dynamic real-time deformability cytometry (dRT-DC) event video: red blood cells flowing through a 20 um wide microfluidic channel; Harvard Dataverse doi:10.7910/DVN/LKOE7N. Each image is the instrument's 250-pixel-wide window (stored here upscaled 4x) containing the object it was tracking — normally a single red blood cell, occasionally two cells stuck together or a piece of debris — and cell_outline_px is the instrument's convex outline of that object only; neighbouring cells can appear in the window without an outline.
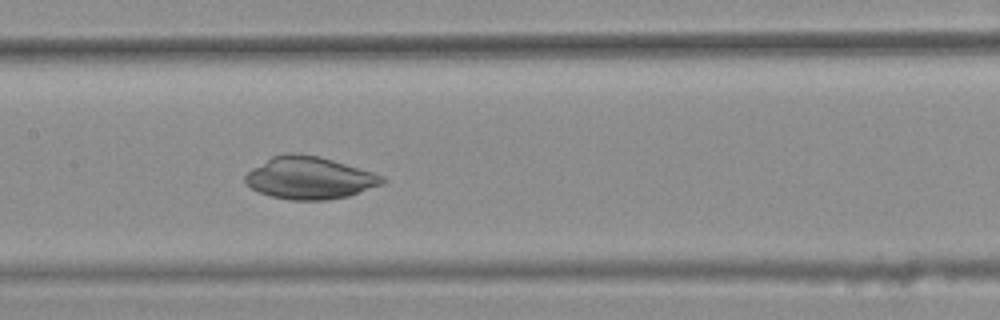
{"species": "common noctule bat (a hibernating species)", "species_latin": "Nyctalus noctula", "temperature_condition": "warm", "stored_images_in_passage": 32, "camera_frame_rate_fps": 3000, "um_per_image_px": 0.085, "animal": {"sex": "female", "body_mass_g": 25.1}, "frame": {"image": 1, "passage_image": 16, "time_ms": 5.0, "image_size_px": [1000, 320], "cell_outline_px": [[388, 180], [384, 184], [348, 196], [324, 200], [288, 200], [272, 196], [260, 192], [252, 188], [244, 180], [244, 176], [252, 168], [272, 156], [288, 152], [292, 152], [320, 156], [372, 172], [384, 176]], "centroid_in_image_um": [26.33, 15.12], "position_along_channel_um": 181.1, "area_um2": 33.81}}
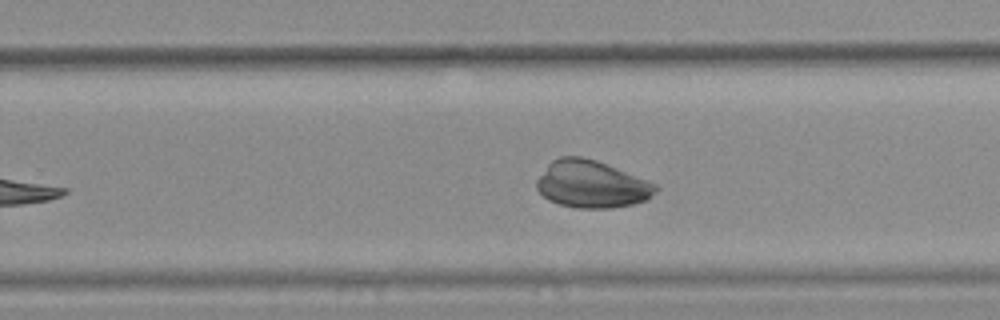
{"frame": {"image": 2, "passage_image": 24, "time_ms": 7.667, "image_size_px": [1000, 320], "cell_outline_px": [[660, 188], [656, 192], [644, 200], [632, 204], [608, 208], [576, 208], [560, 204], [548, 200], [536, 188], [536, 180], [548, 164], [552, 160], [560, 156], [580, 156], [596, 160], [656, 184]], "centroid_in_image_um": [50.25, 15.65], "position_along_channel_um": 279.5, "area_um2": 32.48}}
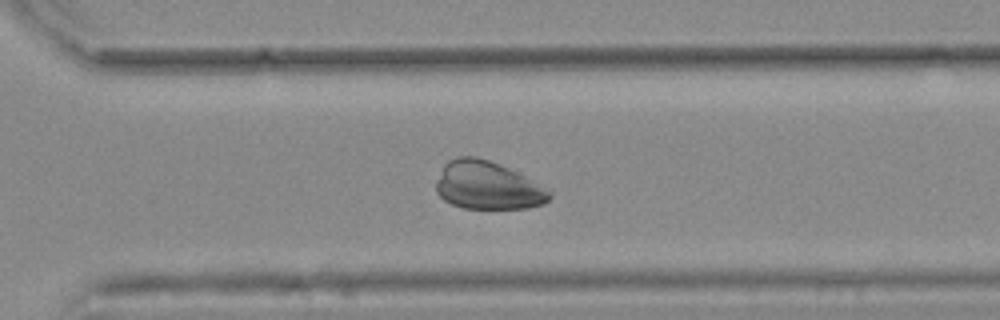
{"frame": {"image": 3, "passage_image": 28, "time_ms": 9.0, "image_size_px": [1000, 320], "cell_outline_px": [[552, 196], [544, 204], [528, 208], [464, 208], [452, 204], [444, 200], [436, 192], [436, 180], [444, 164], [448, 160], [456, 156], [476, 156], [500, 164], [548, 188], [552, 192]], "centroid_in_image_um": [41.44, 15.76], "position_along_channel_um": 329.2, "area_um2": 31.85}}